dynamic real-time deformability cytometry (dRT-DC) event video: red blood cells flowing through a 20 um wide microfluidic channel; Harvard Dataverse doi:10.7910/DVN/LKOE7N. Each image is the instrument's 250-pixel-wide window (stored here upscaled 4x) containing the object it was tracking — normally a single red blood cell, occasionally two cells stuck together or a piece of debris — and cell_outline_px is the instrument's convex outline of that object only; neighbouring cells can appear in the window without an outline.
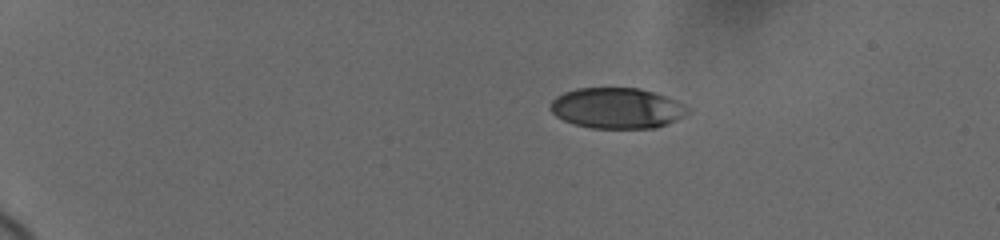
{"species": "human", "species_latin": "Homo sapiens", "temperature_condition": "cold", "stored_images_in_passage": 19, "camera_frame_rate_fps": 3000, "um_per_image_px": 0.085, "donor": {"sex": "female"}, "frame": {"image": 1, "passage_image": 1, "time_ms": 0.0, "image_size_px": [1000, 240], "cell_outline_px": [[688, 112], [676, 120], [656, 128], [592, 128], [576, 124], [564, 120], [556, 116], [548, 108], [552, 100], [556, 96], [564, 92], [576, 88], [640, 88], [664, 96], [684, 104], [688, 108]], "centroid_in_image_um": [52.4, 9.19], "position_along_channel_um": 32.6, "area_um2": 32.37}}
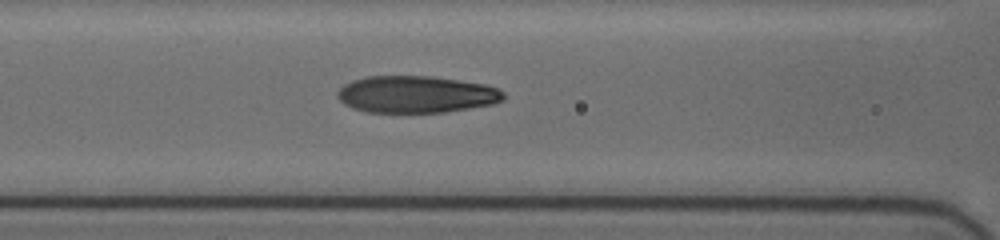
{"frame": {"image": 2, "passage_image": 14, "time_ms": 5.333, "image_size_px": [1000, 240], "cell_outline_px": [[504, 100], [492, 104], [444, 112], [368, 112], [352, 108], [344, 104], [336, 96], [336, 92], [344, 84], [352, 80], [368, 76], [432, 76], [484, 84], [496, 88], [504, 92]], "centroid_in_image_um": [35.34, 8.02], "position_along_channel_um": 131.3, "area_um2": 35.72}}
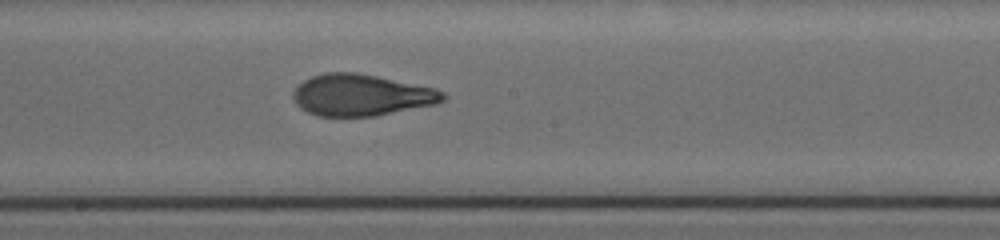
{"frame": {"image": 3, "passage_image": 19, "time_ms": 7.667, "image_size_px": [1000, 240], "cell_outline_px": [[448, 96], [444, 100], [436, 104], [376, 116], [316, 116], [300, 108], [296, 104], [292, 96], [296, 88], [304, 80], [312, 76], [324, 72], [356, 72], [436, 88], [444, 92]], "centroid_in_image_um": [30.73, 8.08], "position_along_channel_um": 217.5, "area_um2": 36.36}}